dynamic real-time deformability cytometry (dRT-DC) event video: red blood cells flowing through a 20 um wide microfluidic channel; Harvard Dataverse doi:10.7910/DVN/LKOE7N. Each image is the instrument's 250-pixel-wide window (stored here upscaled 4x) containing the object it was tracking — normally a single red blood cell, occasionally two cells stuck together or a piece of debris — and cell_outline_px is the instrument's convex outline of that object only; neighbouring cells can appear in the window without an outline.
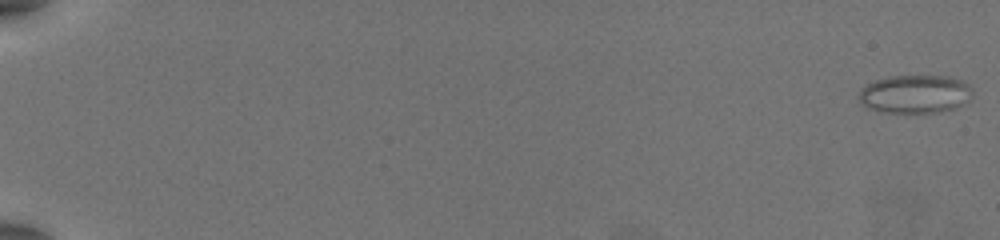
{"species": "common noctule bat (a hibernating species)", "species_latin": "Nyctalus noctula", "temperature_condition": "warm", "stored_images_in_passage": 46, "camera_frame_rate_fps": 3000, "um_per_image_px": 0.085, "animal": {"sex": "female", "body_mass_g": 19.5, "forearm_length_mm": 54.1}, "frame": {"image": 1, "passage_image": 1, "time_ms": 0.0, "image_size_px": [1000, 240], "cell_outline_px": [[972, 96], [968, 100], [956, 108], [940, 112], [880, 112], [868, 108], [856, 96], [864, 84], [888, 76], [948, 76], [960, 80], [968, 84], [972, 88]], "centroid_in_image_um": [77.76, 7.99], "position_along_channel_um": 7.2, "area_um2": 25.49}}
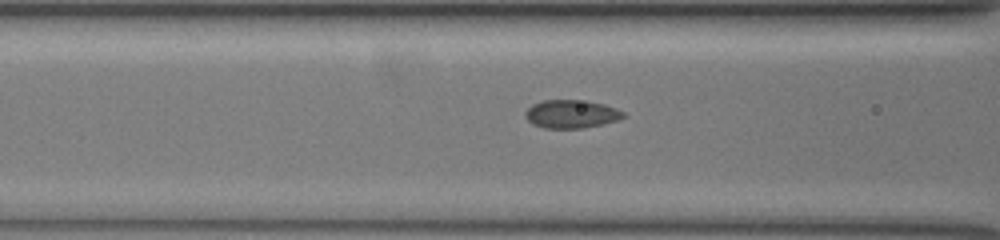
{"frame": {"image": 2, "passage_image": 27, "time_ms": 8.667, "image_size_px": [1000, 240], "cell_outline_px": [[624, 116], [616, 120], [604, 124], [584, 128], [544, 128], [532, 124], [524, 116], [524, 112], [532, 104], [544, 100], [588, 100], [604, 104], [616, 108], [624, 112]], "centroid_in_image_um": [48.54, 9.69], "position_along_channel_um": 118.1, "area_um2": 16.24}}
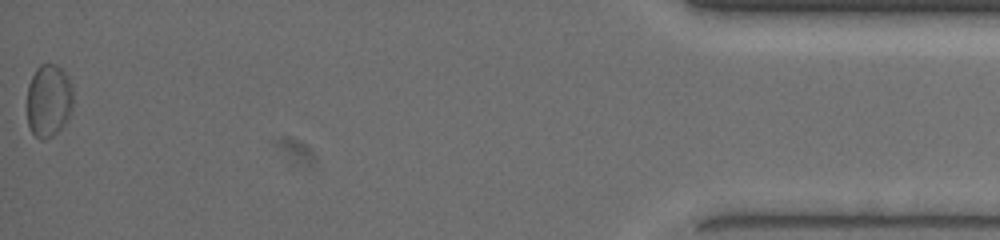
{"frame": {"image": 3, "passage_image": 46, "time_ms": 15.0, "image_size_px": [1000, 240], "cell_outline_px": [[72, 112], [68, 120], [52, 136], [44, 140], [40, 140], [32, 132], [28, 124], [28, 84], [36, 68], [40, 64], [56, 64], [68, 76], [72, 88]], "centroid_in_image_um": [4.15, 8.55], "position_along_channel_um": 431.1, "area_um2": 19.59}}